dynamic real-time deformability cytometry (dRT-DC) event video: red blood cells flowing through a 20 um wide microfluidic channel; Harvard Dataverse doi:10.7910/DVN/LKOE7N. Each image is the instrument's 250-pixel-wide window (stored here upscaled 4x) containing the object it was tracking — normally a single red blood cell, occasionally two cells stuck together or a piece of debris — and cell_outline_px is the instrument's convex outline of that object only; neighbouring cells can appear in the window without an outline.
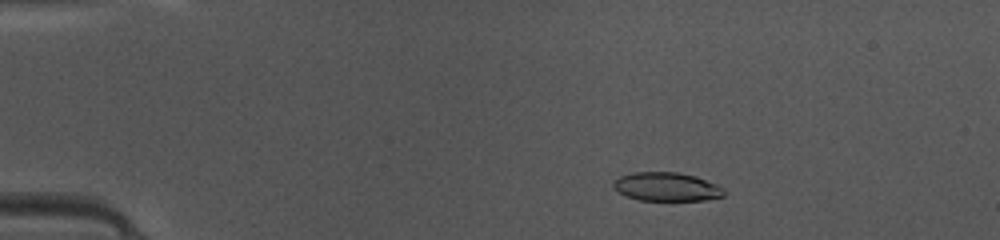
{"species": "common noctule bat (a hibernating species)", "species_latin": "Nyctalus noctula", "temperature_condition": "warm", "stored_images_in_passage": 48, "camera_frame_rate_fps": 3000, "um_per_image_px": 0.085, "animal": {"sex": "female", "body_mass_g": 10.0, "forearm_length_mm": 53.1}, "frame": {"image": 1, "passage_image": 9, "time_ms": 2.667, "image_size_px": [1000, 240], "cell_outline_px": [[724, 196], [704, 200], [640, 200], [628, 196], [612, 188], [612, 180], [620, 176], [632, 172], [676, 172], [696, 176], [716, 184], [724, 188]], "centroid_in_image_um": [56.64, 15.86], "position_along_channel_um": 28.4, "area_um2": 18.5}}
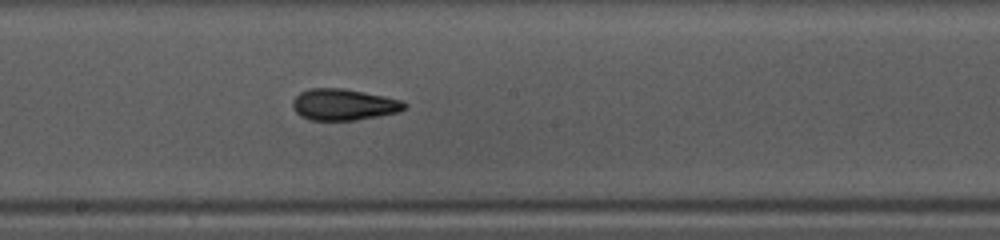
{"frame": {"image": 2, "passage_image": 27, "time_ms": 8.667, "image_size_px": [1000, 240], "cell_outline_px": [[408, 108], [400, 112], [380, 116], [356, 120], [308, 120], [300, 116], [292, 108], [292, 100], [300, 92], [312, 88], [344, 88], [384, 96], [400, 100], [408, 104]], "centroid_in_image_um": [29.23, 8.9], "position_along_channel_um": 219.0, "area_um2": 20.69}}
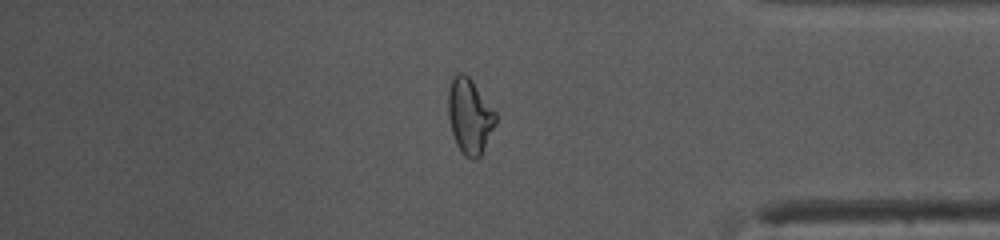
{"frame": {"image": 3, "passage_image": 41, "time_ms": 13.333, "image_size_px": [1000, 240], "cell_outline_px": [[496, 124], [480, 156], [476, 160], [472, 160], [464, 156], [460, 152], [456, 144], [452, 132], [448, 116], [448, 88], [452, 76], [456, 72], [464, 72], [472, 80], [496, 112]], "centroid_in_image_um": [39.91, 9.86], "position_along_channel_um": 395.3, "area_um2": 21.1}, "authors_computed_cell_mechanics": {"area_um2": 19.9699, "velocity_mm_per_s": 4.1887, "shape_relaxation_time_tau1_ms": 6.6817, "shape_relaxation_time_tau2_ms": 2.2716, "deformation_change_tau1": 0.1929, "deformation_change_tau2": 0.075}}